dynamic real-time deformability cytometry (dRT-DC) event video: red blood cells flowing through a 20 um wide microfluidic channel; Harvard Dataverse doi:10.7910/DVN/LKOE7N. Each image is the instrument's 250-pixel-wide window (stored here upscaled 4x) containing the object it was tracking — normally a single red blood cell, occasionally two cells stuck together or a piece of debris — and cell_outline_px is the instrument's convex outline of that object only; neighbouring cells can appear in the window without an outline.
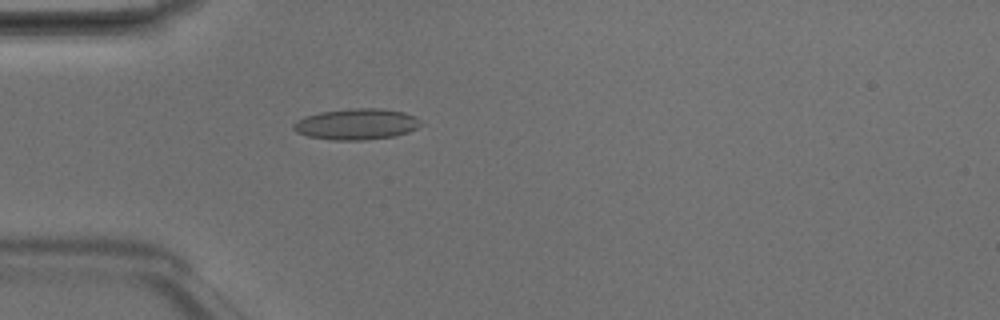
{"species": "Egyptian fruit bat (a non-hibernating species)", "species_latin": "Rousettus aegyptiacus", "temperature_condition": "room temperature", "stored_images_in_passage": 4, "camera_frame_rate_fps": 3000, "um_per_image_px": 0.085, "animal": {"sex": "male"}, "frame": {"image": 1, "passage_image": 4, "time_ms": 1.0, "image_size_px": [1000, 320], "cell_outline_px": [[420, 124], [416, 128], [408, 132], [396, 136], [364, 140], [332, 140], [308, 136], [296, 132], [292, 128], [292, 124], [304, 116], [320, 112], [352, 108], [380, 108], [404, 112], [416, 116], [420, 120]], "centroid_in_image_um": [30.29, 10.55], "position_along_channel_um": 54.7, "area_um2": 23.12}}